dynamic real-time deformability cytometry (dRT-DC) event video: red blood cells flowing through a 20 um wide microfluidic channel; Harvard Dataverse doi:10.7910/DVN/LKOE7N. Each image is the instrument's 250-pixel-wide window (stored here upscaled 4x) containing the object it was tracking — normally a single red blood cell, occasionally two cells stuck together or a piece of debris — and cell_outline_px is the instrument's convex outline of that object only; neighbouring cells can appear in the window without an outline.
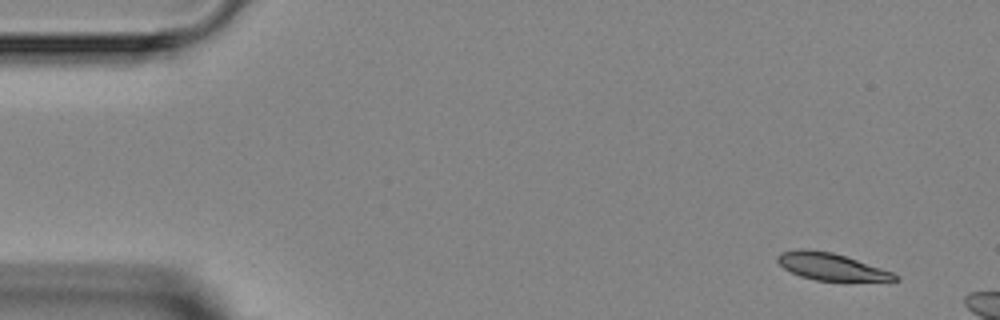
{"species": "Egyptian fruit bat (a non-hibernating species)", "species_latin": "Rousettus aegyptiacus", "temperature_condition": "room temperature", "stored_images_in_passage": 3, "camera_frame_rate_fps": 3000, "um_per_image_px": 0.085, "animal": {"sex": "female"}, "frame": {"image": 1, "passage_image": 1, "time_ms": 0.0, "image_size_px": [1000, 320], "cell_outline_px": [[900, 280], [816, 280], [800, 276], [784, 268], [776, 260], [776, 256], [780, 252], [800, 248], [808, 248], [832, 252], [892, 272], [900, 276]], "centroid_in_image_um": [70.57, 22.64], "position_along_channel_um": 14.4, "area_um2": 18.21}}